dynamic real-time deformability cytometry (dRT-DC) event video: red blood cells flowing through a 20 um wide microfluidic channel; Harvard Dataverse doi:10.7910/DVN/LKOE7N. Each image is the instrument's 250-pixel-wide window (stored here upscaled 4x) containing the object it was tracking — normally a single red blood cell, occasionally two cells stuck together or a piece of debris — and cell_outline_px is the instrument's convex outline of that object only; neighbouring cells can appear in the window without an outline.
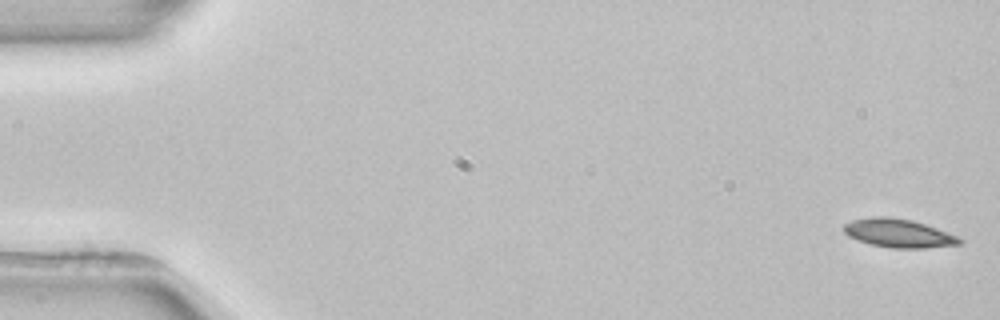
{"species": "common noctule bat (a hibernating species)", "species_latin": "Nyctalus noctula", "temperature_condition": "room temperature", "stored_images_in_passage": 5, "camera_frame_rate_fps": 3000, "um_per_image_px": 0.085, "animal": {"sex": "female", "body_mass_g": 22.7, "forearm_length_mm": 54.2}, "frame": {"image": 1, "passage_image": 1, "time_ms": 0.0, "image_size_px": [1000, 320], "cell_outline_px": [[964, 244], [924, 248], [892, 248], [872, 244], [848, 236], [844, 232], [844, 224], [852, 220], [872, 216], [888, 216], [912, 220], [936, 228], [956, 236], [964, 240]], "centroid_in_image_um": [76.39, 19.82], "position_along_channel_um": 8.6, "area_um2": 19.13}}
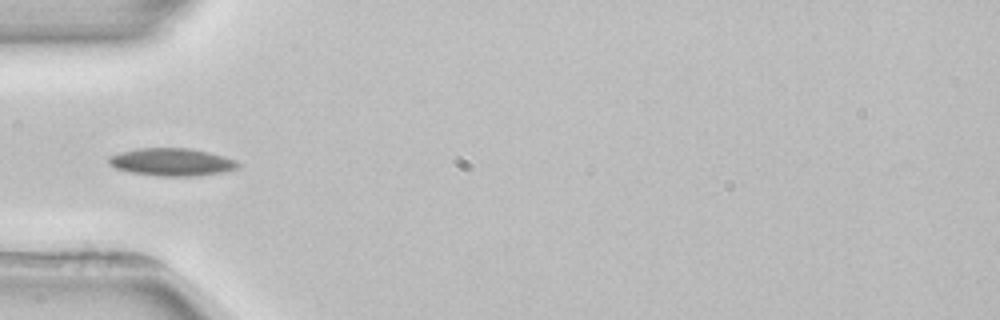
{"frame": {"image": 2, "passage_image": 5, "time_ms": 5.333, "image_size_px": [1000, 320], "cell_outline_px": [[240, 168], [224, 172], [196, 176], [160, 176], [132, 172], [116, 168], [108, 164], [108, 156], [120, 152], [136, 148], [188, 148], [208, 152], [224, 156], [236, 160], [240, 164]], "centroid_in_image_um": [14.62, 13.77], "position_along_channel_um": 70.4, "area_um2": 20.92}}